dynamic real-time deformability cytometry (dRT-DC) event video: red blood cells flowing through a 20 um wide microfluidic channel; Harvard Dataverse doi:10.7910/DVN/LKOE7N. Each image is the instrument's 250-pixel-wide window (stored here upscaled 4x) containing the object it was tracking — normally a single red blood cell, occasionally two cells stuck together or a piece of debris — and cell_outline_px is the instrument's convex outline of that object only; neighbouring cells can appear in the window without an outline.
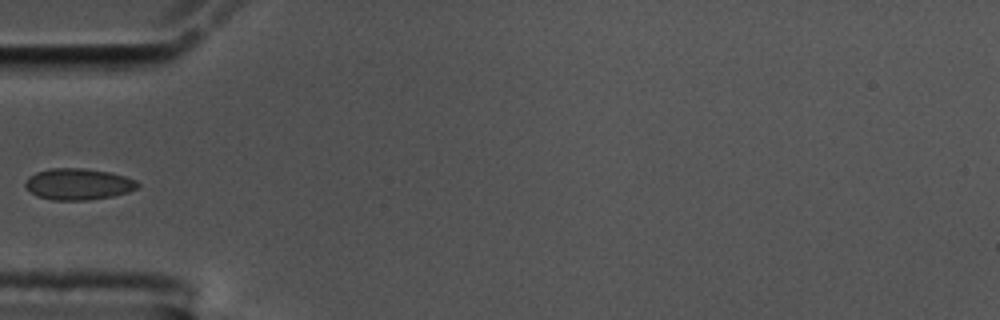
{"species": "common noctule bat (a hibernating species)", "species_latin": "Nyctalus noctula", "temperature_condition": "cold", "stored_images_in_passage": 39, "camera_frame_rate_fps": 3000, "um_per_image_px": 0.085, "animal": {"sex": "male", "body_mass_g": 17.5, "forearm_length_mm": 52.3}, "frame": {"image": 1, "passage_image": 1, "time_ms": 0.0, "image_size_px": [1000, 320], "cell_outline_px": [[140, 184], [136, 188], [128, 192], [112, 196], [88, 200], [52, 200], [36, 196], [24, 184], [28, 176], [36, 172], [48, 168], [84, 168], [108, 172], [124, 176], [136, 180]], "centroid_in_image_um": [6.63, 15.64], "position_along_channel_um": 78.4, "area_um2": 20.52}}
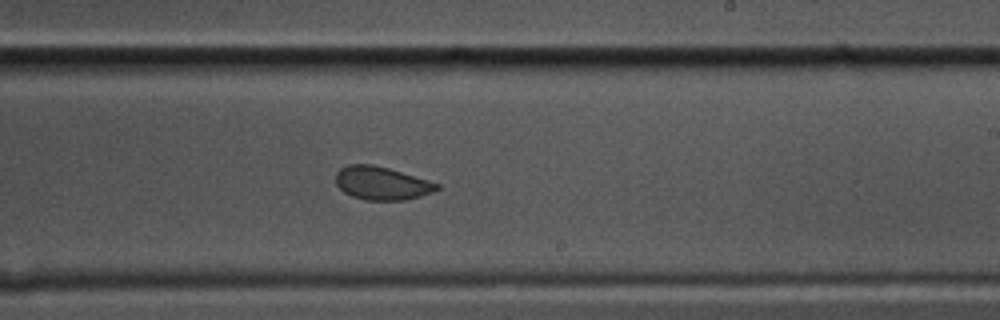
{"frame": {"image": 2, "passage_image": 16, "time_ms": 5.0, "image_size_px": [1000, 320], "cell_outline_px": [[440, 188], [432, 192], [420, 196], [404, 200], [364, 200], [352, 196], [344, 192], [336, 184], [336, 172], [340, 168], [348, 164], [372, 164], [388, 168], [428, 180], [440, 184]], "centroid_in_image_um": [32.43, 15.57], "position_along_channel_um": 256.6, "area_um2": 19.54}}
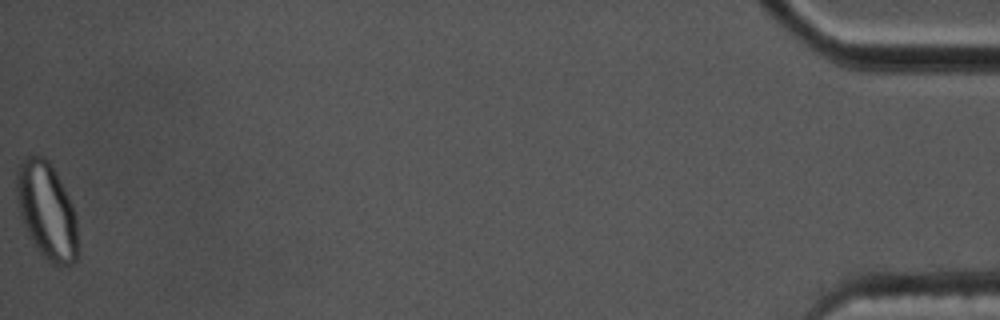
{"frame": {"image": 3, "passage_image": 39, "time_ms": 12.667, "image_size_px": [1000, 320], "cell_outline_px": [[80, 248], [76, 260], [72, 264], [52, 264], [36, 248], [28, 236], [20, 212], [16, 192], [16, 172], [20, 164], [28, 156], [36, 152], [44, 156], [48, 160], [56, 172], [72, 204], [76, 216]], "centroid_in_image_um": [4.0, 17.91], "position_along_channel_um": 431.2, "area_um2": 34.85}}